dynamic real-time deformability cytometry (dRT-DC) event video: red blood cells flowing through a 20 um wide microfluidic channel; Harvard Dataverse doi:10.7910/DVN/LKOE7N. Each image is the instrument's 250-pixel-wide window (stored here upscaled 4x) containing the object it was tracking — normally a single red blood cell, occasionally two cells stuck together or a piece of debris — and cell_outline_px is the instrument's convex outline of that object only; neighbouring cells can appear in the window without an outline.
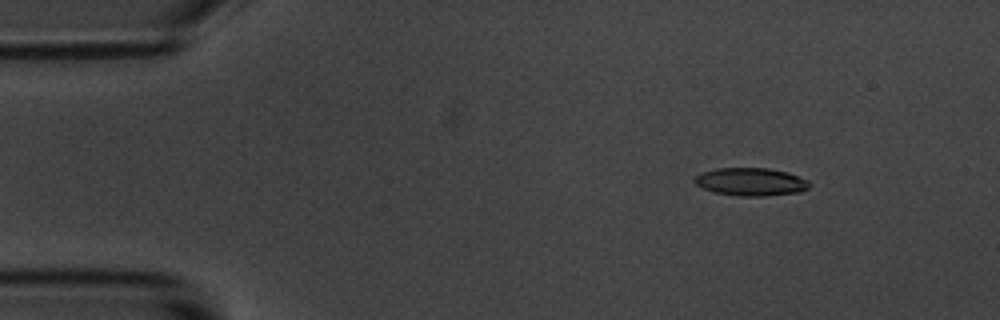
{"species": "common noctule bat (a hibernating species)", "species_latin": "Nyctalus noctula", "temperature_condition": "room temperature", "stored_images_in_passage": 5, "camera_frame_rate_fps": 3000, "um_per_image_px": 0.085, "animal": {"sex": "male", "body_mass_g": 20.1, "forearm_length_mm": 53.5}, "frame": {"image": 1, "passage_image": 2, "time_ms": 2.0, "image_size_px": [1000, 320], "cell_outline_px": [[812, 184], [808, 188], [800, 192], [764, 196], [736, 196], [716, 192], [704, 188], [696, 184], [692, 180], [696, 176], [704, 172], [716, 168], [768, 168], [788, 172], [808, 180]], "centroid_in_image_um": [63.86, 15.45], "position_along_channel_um": 21.1, "area_um2": 18.67}}
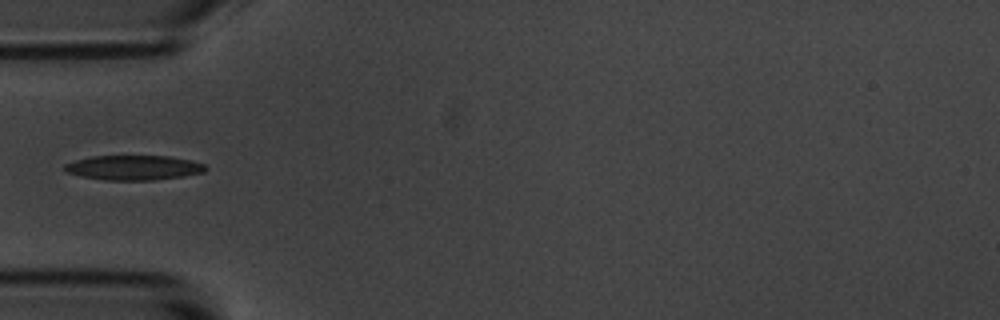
{"frame": {"image": 2, "passage_image": 5, "time_ms": 5.667, "image_size_px": [1000, 320], "cell_outline_px": [[208, 168], [204, 172], [184, 176], [152, 180], [104, 180], [64, 172], [64, 164], [76, 160], [92, 156], [168, 156], [192, 160], [204, 164]], "centroid_in_image_um": [11.38, 14.25], "position_along_channel_um": 73.6, "area_um2": 20.29}}